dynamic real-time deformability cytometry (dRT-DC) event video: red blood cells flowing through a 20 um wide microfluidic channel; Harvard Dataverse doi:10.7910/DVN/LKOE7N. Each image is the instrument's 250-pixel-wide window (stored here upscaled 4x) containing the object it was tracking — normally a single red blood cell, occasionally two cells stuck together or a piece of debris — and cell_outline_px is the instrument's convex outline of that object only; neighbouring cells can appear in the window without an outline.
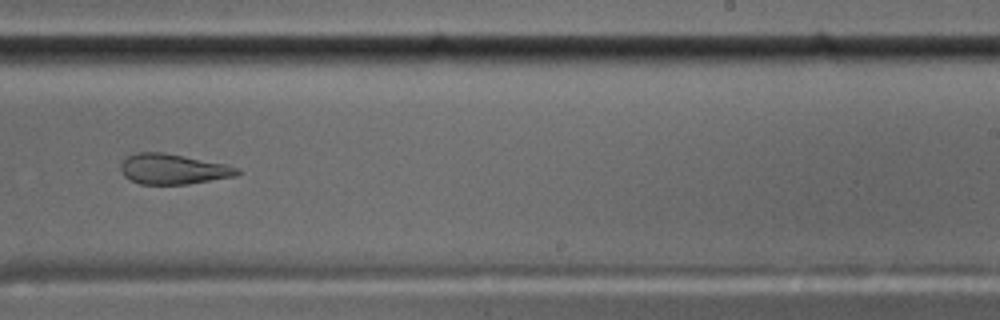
{"species": "common noctule bat (a hibernating species)", "species_latin": "Nyctalus noctula", "temperature_condition": "cold", "stored_images_in_passage": 41, "camera_frame_rate_fps": 3000, "um_per_image_px": 0.085, "animal": {"sex": "male", "body_mass_g": 17.5, "forearm_length_mm": 52.3}, "frame": {"image": 1, "passage_image": 24, "time_ms": 7.667, "image_size_px": [1000, 320], "cell_outline_px": [[240, 172], [236, 176], [188, 184], [140, 184], [124, 176], [120, 172], [120, 164], [128, 156], [136, 152], [164, 152], [228, 164], [240, 168]], "centroid_in_image_um": [14.73, 14.36], "position_along_channel_um": 274.3, "area_um2": 20.75}, "authors_computed_cell_mechanics": {"area_um2": 21.5594, "velocity_mm_per_s": 3.5216, "shape_relaxation_time_tau1_ms": null, "shape_relaxation_time_tau2_ms": 2.8711, "deformation_change_tau1": null, "deformation_change_tau2": 0.1125}}